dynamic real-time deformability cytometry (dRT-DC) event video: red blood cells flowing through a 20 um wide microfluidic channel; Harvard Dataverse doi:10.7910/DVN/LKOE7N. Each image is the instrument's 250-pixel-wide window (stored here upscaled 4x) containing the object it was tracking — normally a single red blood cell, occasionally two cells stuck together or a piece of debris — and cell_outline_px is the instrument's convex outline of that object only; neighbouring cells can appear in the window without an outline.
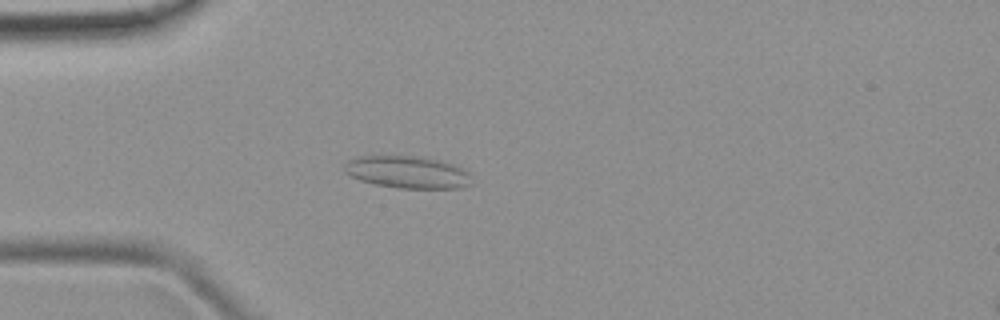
{"species": "common noctule bat (a hibernating species)", "species_latin": "Nyctalus noctula", "temperature_condition": "room temperature", "stored_images_in_passage": 48, "camera_frame_rate_fps": 3000, "um_per_image_px": 0.085, "animal": {"sex": "female", "body_mass_g": 19.9}, "frame": {"image": 1, "passage_image": 13, "time_ms": 4.0, "image_size_px": [1000, 320], "cell_outline_px": [[472, 184], [460, 188], [400, 188], [376, 184], [360, 180], [344, 172], [344, 164], [348, 160], [356, 156], [424, 156], [440, 160], [452, 164], [468, 172]], "centroid_in_image_um": [34.62, 14.62], "position_along_channel_um": 50.4, "area_um2": 23.93}}
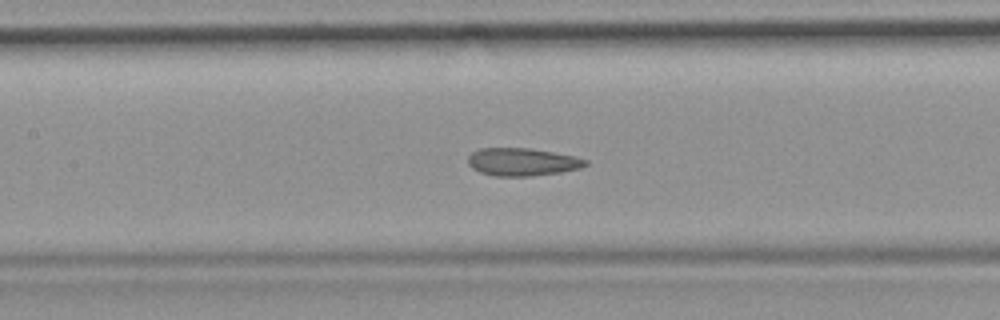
{"frame": {"image": 2, "passage_image": 22, "time_ms": 7.0, "image_size_px": [1000, 320], "cell_outline_px": [[588, 164], [580, 168], [560, 172], [532, 176], [496, 176], [480, 172], [472, 168], [468, 164], [468, 156], [472, 152], [480, 148], [532, 148], [572, 156], [588, 160]], "centroid_in_image_um": [44.37, 13.76], "position_along_channel_um": 163.0, "area_um2": 18.96}}
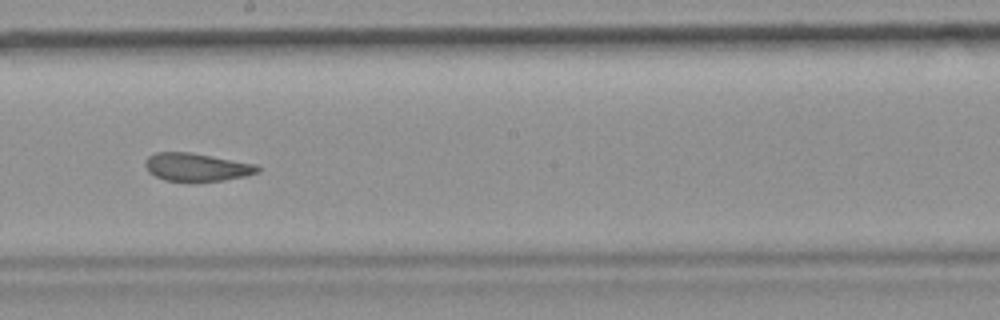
{"frame": {"image": 3, "passage_image": 27, "time_ms": 8.667, "image_size_px": [1000, 320], "cell_outline_px": [[260, 172], [244, 176], [224, 180], [188, 184], [164, 180], [148, 172], [144, 164], [144, 160], [148, 156], [156, 152], [188, 152], [212, 156], [256, 164], [260, 168]], "centroid_in_image_um": [16.67, 14.24], "position_along_channel_um": 231.5, "area_um2": 18.96}}